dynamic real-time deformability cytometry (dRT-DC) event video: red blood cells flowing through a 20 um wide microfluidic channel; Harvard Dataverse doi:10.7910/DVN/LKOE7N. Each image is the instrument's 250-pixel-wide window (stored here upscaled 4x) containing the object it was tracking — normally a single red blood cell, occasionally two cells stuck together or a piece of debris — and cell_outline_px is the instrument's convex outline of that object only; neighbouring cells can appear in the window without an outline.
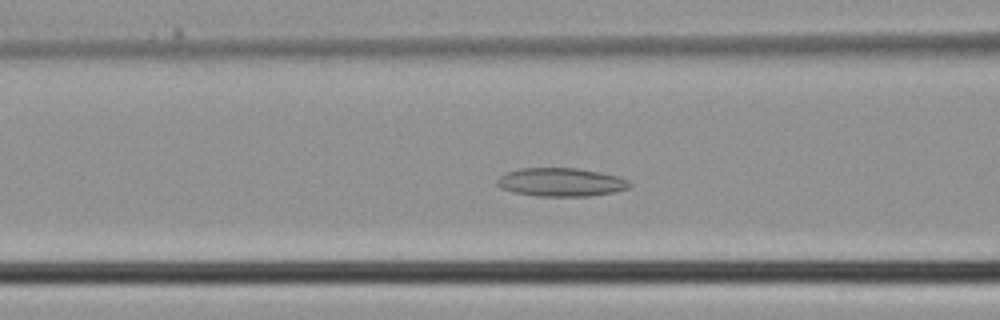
{"species": "common noctule bat (a hibernating species)", "species_latin": "Nyctalus noctula", "temperature_condition": "cold", "stored_images_in_passage": 39, "camera_frame_rate_fps": 3000, "um_per_image_px": 0.085, "animal": {"sex": "male", "body_mass_g": 21.5, "forearm_length_mm": 52.0}, "frame": {"image": 1, "passage_image": 15, "time_ms": 4.667, "image_size_px": [1000, 320], "cell_outline_px": [[632, 184], [628, 188], [612, 192], [588, 196], [536, 196], [512, 192], [500, 188], [496, 184], [496, 180], [500, 176], [508, 172], [520, 168], [576, 168], [600, 172], [616, 176], [628, 180]], "centroid_in_image_um": [47.64, 15.49], "position_along_channel_um": 119.0, "area_um2": 21.91}}
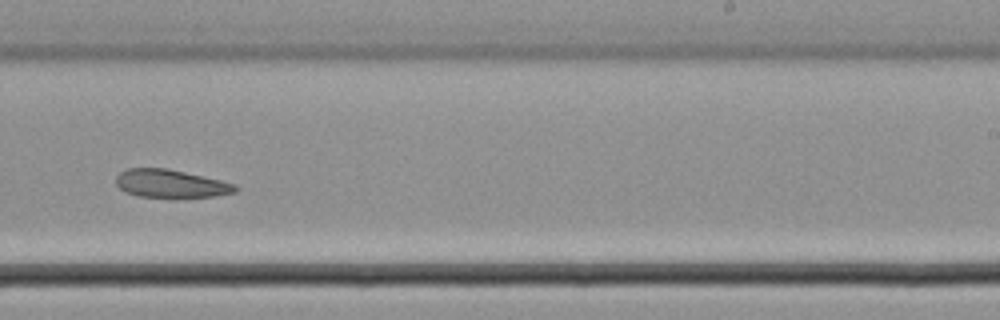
{"frame": {"image": 2, "passage_image": 24, "time_ms": 7.667, "image_size_px": [1000, 320], "cell_outline_px": [[240, 188], [236, 192], [212, 196], [140, 196], [124, 192], [116, 184], [116, 176], [120, 172], [128, 168], [168, 168], [220, 180], [236, 184]], "centroid_in_image_um": [14.51, 15.59], "position_along_channel_um": 274.5, "area_um2": 19.19}}
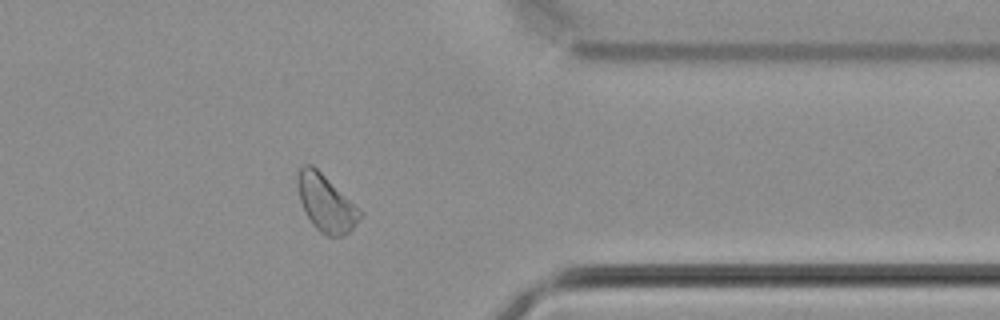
{"frame": {"image": 3, "passage_image": 31, "time_ms": 10.0, "image_size_px": [1000, 320], "cell_outline_px": [[364, 212], [356, 224], [344, 236], [328, 236], [320, 232], [312, 224], [300, 200], [296, 184], [296, 180], [300, 168], [304, 164], [312, 164], [360, 208]], "centroid_in_image_um": [27.72, 17.26], "position_along_channel_um": 383.7, "area_um2": 20.58}}